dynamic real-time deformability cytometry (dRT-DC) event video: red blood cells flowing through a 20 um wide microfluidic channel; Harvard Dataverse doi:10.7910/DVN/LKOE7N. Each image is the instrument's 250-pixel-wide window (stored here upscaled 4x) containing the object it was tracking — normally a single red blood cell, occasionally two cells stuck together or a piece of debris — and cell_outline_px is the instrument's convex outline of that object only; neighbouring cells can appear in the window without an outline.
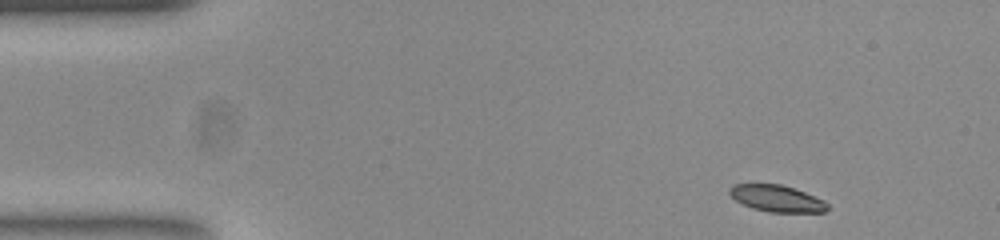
{"species": "common noctule bat (a hibernating species)", "species_latin": "Nyctalus noctula", "temperature_condition": "room temperature", "stored_images_in_passage": 49, "camera_frame_rate_fps": 3000, "um_per_image_px": 0.085, "animal": {"sex": "female", "body_mass_g": 23.0, "forearm_length_mm": 53.4}, "frame": {"image": 1, "passage_image": 1, "time_ms": 0.0, "image_size_px": [1000, 240], "cell_outline_px": [[828, 208], [824, 212], [768, 212], [752, 208], [736, 200], [728, 192], [728, 188], [732, 184], [780, 184], [804, 192], [824, 200], [828, 204]], "centroid_in_image_um": [66.01, 16.87], "position_along_channel_um": 19.0, "area_um2": 15.09}}
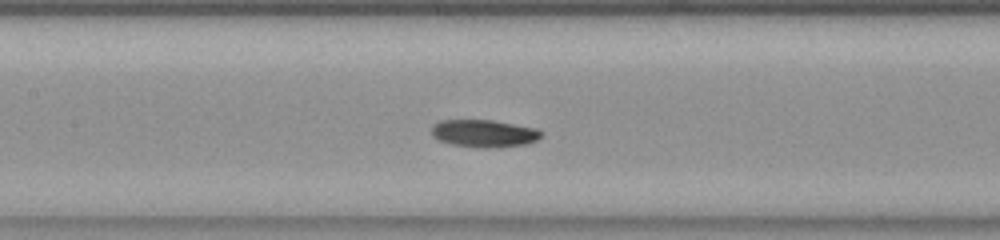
{"frame": {"image": 2, "passage_image": 20, "time_ms": 6.333, "image_size_px": [1000, 240], "cell_outline_px": [[544, 136], [528, 144], [492, 148], [476, 148], [452, 144], [436, 140], [432, 136], [432, 124], [440, 120], [492, 120], [536, 128], [544, 132]], "centroid_in_image_um": [41.15, 11.35], "position_along_channel_um": 166.3, "area_um2": 17.92}}
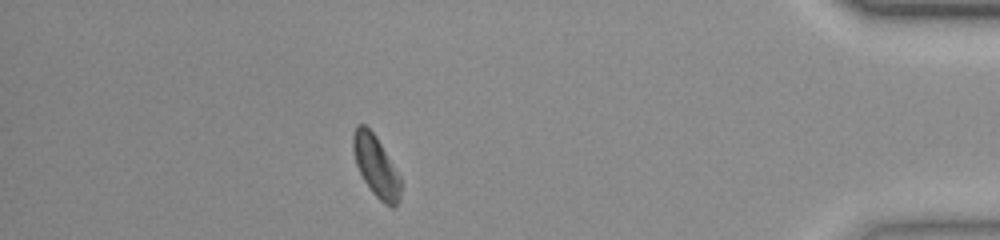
{"frame": {"image": 3, "passage_image": 43, "time_ms": 14.0, "image_size_px": [1000, 240], "cell_outline_px": [[400, 200], [392, 208], [384, 204], [372, 192], [364, 180], [356, 164], [352, 148], [352, 136], [356, 124], [364, 124], [376, 136], [400, 176]], "centroid_in_image_um": [31.94, 14.12], "position_along_channel_um": 403.3, "area_um2": 16.82}, "authors_computed_cell_mechanics": {"area_um2": 16.9932, "velocity_mm_per_s": 3.7324, "shape_relaxation_time_tau1_ms": 3.3975, "shape_relaxation_time_tau2_ms": null, "deformation_change_tau1": 0.1079, "deformation_change_tau2": null}}